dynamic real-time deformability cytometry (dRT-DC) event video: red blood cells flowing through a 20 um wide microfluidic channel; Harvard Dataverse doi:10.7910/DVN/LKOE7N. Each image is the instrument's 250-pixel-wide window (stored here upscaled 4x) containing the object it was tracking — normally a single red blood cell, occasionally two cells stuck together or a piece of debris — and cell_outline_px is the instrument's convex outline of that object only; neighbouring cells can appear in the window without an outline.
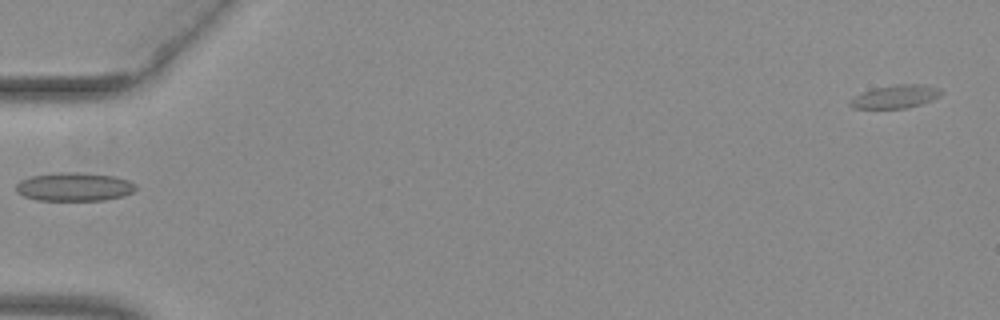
{"species": "common noctule bat (a hibernating species)", "species_latin": "Nyctalus noctula", "temperature_condition": "warm", "stored_images_in_passage": 8, "camera_frame_rate_fps": 3000, "um_per_image_px": 0.085, "animal": {"sex": "female", "body_mass_g": 29.2, "forearm_length_mm": 56.3}, "frame": {"image": 1, "passage_image": 1, "time_ms": 0.0, "image_size_px": [1000, 320], "cell_outline_px": [[136, 188], [132, 192], [124, 196], [104, 200], [36, 200], [24, 196], [16, 192], [16, 184], [20, 180], [32, 176], [56, 172], [76, 172], [116, 176], [128, 180], [136, 184]], "centroid_in_image_um": [6.31, 15.87], "position_along_channel_um": 78.7, "area_um2": 20.0}}
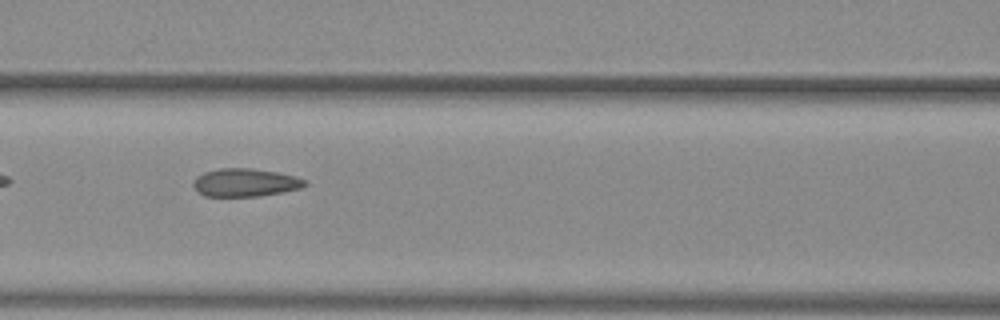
{"frame": {"image": 2, "passage_image": 6, "time_ms": 1.667, "image_size_px": [1000, 320], "cell_outline_px": [[308, 184], [300, 188], [260, 196], [204, 196], [192, 184], [196, 176], [204, 172], [220, 168], [252, 168], [276, 172], [296, 176], [308, 180]], "centroid_in_image_um": [20.86, 15.51], "position_along_channel_um": 145.7, "area_um2": 18.21}}